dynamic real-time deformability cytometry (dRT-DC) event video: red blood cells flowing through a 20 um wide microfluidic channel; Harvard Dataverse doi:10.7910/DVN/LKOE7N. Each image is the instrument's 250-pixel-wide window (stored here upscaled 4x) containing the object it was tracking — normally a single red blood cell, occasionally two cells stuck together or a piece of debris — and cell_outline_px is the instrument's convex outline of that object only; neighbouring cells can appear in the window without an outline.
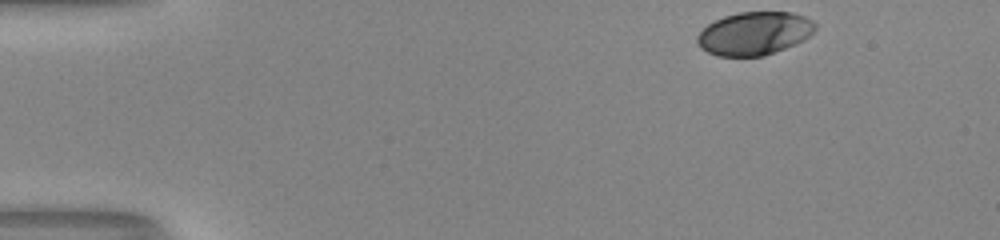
{"species": "human", "species_latin": "Homo sapiens", "temperature_condition": "room temperature", "stored_images_in_passage": 40, "camera_frame_rate_fps": 3000, "um_per_image_px": 0.085, "donor": {"sex": "male"}, "frame": {"image": 1, "passage_image": 1, "time_ms": 0.0, "image_size_px": [1000, 240], "cell_outline_px": [[816, 28], [804, 40], [764, 56], [716, 56], [700, 48], [696, 40], [696, 36], [708, 24], [724, 16], [740, 12], [792, 12], [804, 16], [812, 20], [816, 24]], "centroid_in_image_um": [64.11, 2.84], "position_along_channel_um": 20.9, "area_um2": 29.59}}
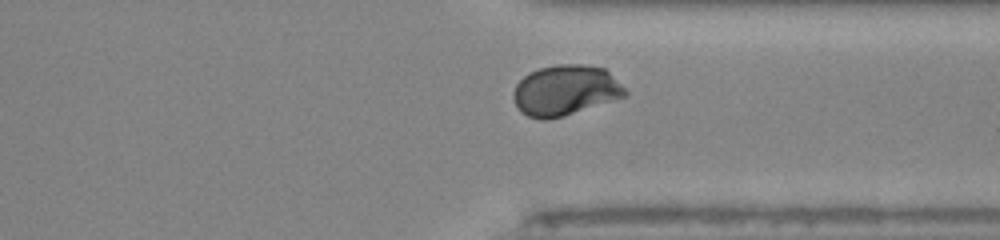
{"frame": {"image": 2, "passage_image": 35, "time_ms": 11.333, "image_size_px": [1000, 240], "cell_outline_px": [[628, 92], [624, 96], [564, 116], [548, 120], [544, 120], [528, 116], [520, 112], [512, 96], [512, 92], [516, 84], [528, 72], [540, 68], [556, 64], [584, 64], [604, 68]], "centroid_in_image_um": [48.0, 7.67], "position_along_channel_um": 363.4, "area_um2": 32.66}}
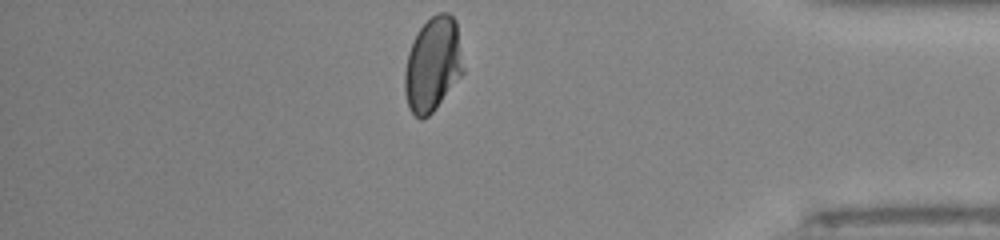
{"frame": {"image": 3, "passage_image": 40, "time_ms": 13.0, "image_size_px": [1000, 240], "cell_outline_px": [[464, 72], [436, 108], [428, 116], [420, 120], [408, 108], [404, 92], [404, 72], [408, 52], [416, 32], [436, 12], [448, 12], [456, 20], [464, 68]], "centroid_in_image_um": [36.78, 5.47], "position_along_channel_um": 398.4, "area_um2": 32.37}, "authors_computed_cell_mechanics": {"area_um2": 31.6744, "velocity_mm_per_s": 4.0073, "shape_relaxation_time_tau1_ms": 4.1674, "shape_relaxation_time_tau2_ms": 0.7437, "deformation_change_tau1": 0.1382, "deformation_change_tau2": 0.0269}}